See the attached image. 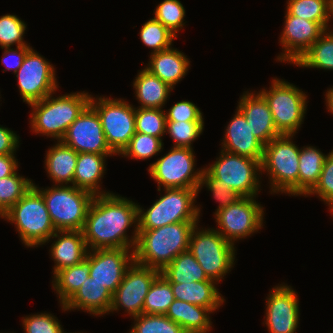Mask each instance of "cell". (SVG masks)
I'll return each instance as SVG.
<instances>
[{
	"label": "cell",
	"instance_id": "4",
	"mask_svg": "<svg viewBox=\"0 0 333 333\" xmlns=\"http://www.w3.org/2000/svg\"><path fill=\"white\" fill-rule=\"evenodd\" d=\"M294 136L283 134L264 145L261 174L267 172L271 194L298 196L300 148L292 141Z\"/></svg>",
	"mask_w": 333,
	"mask_h": 333
},
{
	"label": "cell",
	"instance_id": "47",
	"mask_svg": "<svg viewBox=\"0 0 333 333\" xmlns=\"http://www.w3.org/2000/svg\"><path fill=\"white\" fill-rule=\"evenodd\" d=\"M165 113L166 121H204L200 108L188 100L176 102Z\"/></svg>",
	"mask_w": 333,
	"mask_h": 333
},
{
	"label": "cell",
	"instance_id": "52",
	"mask_svg": "<svg viewBox=\"0 0 333 333\" xmlns=\"http://www.w3.org/2000/svg\"><path fill=\"white\" fill-rule=\"evenodd\" d=\"M329 14L331 19L333 20V0H329Z\"/></svg>",
	"mask_w": 333,
	"mask_h": 333
},
{
	"label": "cell",
	"instance_id": "5",
	"mask_svg": "<svg viewBox=\"0 0 333 333\" xmlns=\"http://www.w3.org/2000/svg\"><path fill=\"white\" fill-rule=\"evenodd\" d=\"M1 218L15 225L27 248L45 245L56 232L43 196L34 186Z\"/></svg>",
	"mask_w": 333,
	"mask_h": 333
},
{
	"label": "cell",
	"instance_id": "9",
	"mask_svg": "<svg viewBox=\"0 0 333 333\" xmlns=\"http://www.w3.org/2000/svg\"><path fill=\"white\" fill-rule=\"evenodd\" d=\"M190 236L189 251L207 277L218 284L235 265L236 249L214 228H198Z\"/></svg>",
	"mask_w": 333,
	"mask_h": 333
},
{
	"label": "cell",
	"instance_id": "2",
	"mask_svg": "<svg viewBox=\"0 0 333 333\" xmlns=\"http://www.w3.org/2000/svg\"><path fill=\"white\" fill-rule=\"evenodd\" d=\"M200 221H182L153 230H138L134 261L162 271L180 253L189 250L190 236Z\"/></svg>",
	"mask_w": 333,
	"mask_h": 333
},
{
	"label": "cell",
	"instance_id": "8",
	"mask_svg": "<svg viewBox=\"0 0 333 333\" xmlns=\"http://www.w3.org/2000/svg\"><path fill=\"white\" fill-rule=\"evenodd\" d=\"M268 89H261L259 93L268 103L277 131L281 135H295L307 114V95L293 83L277 77L272 79Z\"/></svg>",
	"mask_w": 333,
	"mask_h": 333
},
{
	"label": "cell",
	"instance_id": "3",
	"mask_svg": "<svg viewBox=\"0 0 333 333\" xmlns=\"http://www.w3.org/2000/svg\"><path fill=\"white\" fill-rule=\"evenodd\" d=\"M49 94L44 99L32 103L30 113V128L35 134H42L61 141L68 127L78 118L89 105L91 94L88 92H73L54 97Z\"/></svg>",
	"mask_w": 333,
	"mask_h": 333
},
{
	"label": "cell",
	"instance_id": "14",
	"mask_svg": "<svg viewBox=\"0 0 333 333\" xmlns=\"http://www.w3.org/2000/svg\"><path fill=\"white\" fill-rule=\"evenodd\" d=\"M15 75L19 93L28 105L56 93L59 87L54 65L33 48L26 54Z\"/></svg>",
	"mask_w": 333,
	"mask_h": 333
},
{
	"label": "cell",
	"instance_id": "17",
	"mask_svg": "<svg viewBox=\"0 0 333 333\" xmlns=\"http://www.w3.org/2000/svg\"><path fill=\"white\" fill-rule=\"evenodd\" d=\"M284 24L279 36L283 52L276 57V60L293 65L326 31L320 23L290 15L287 11Z\"/></svg>",
	"mask_w": 333,
	"mask_h": 333
},
{
	"label": "cell",
	"instance_id": "22",
	"mask_svg": "<svg viewBox=\"0 0 333 333\" xmlns=\"http://www.w3.org/2000/svg\"><path fill=\"white\" fill-rule=\"evenodd\" d=\"M51 239L54 240L49 250L51 259L54 261L52 275L86 259L89 250L82 231H56L46 243H49Z\"/></svg>",
	"mask_w": 333,
	"mask_h": 333
},
{
	"label": "cell",
	"instance_id": "1",
	"mask_svg": "<svg viewBox=\"0 0 333 333\" xmlns=\"http://www.w3.org/2000/svg\"><path fill=\"white\" fill-rule=\"evenodd\" d=\"M135 227L131 235L127 232ZM88 250L134 249L138 238V204L115 193L95 195L82 229Z\"/></svg>",
	"mask_w": 333,
	"mask_h": 333
},
{
	"label": "cell",
	"instance_id": "6",
	"mask_svg": "<svg viewBox=\"0 0 333 333\" xmlns=\"http://www.w3.org/2000/svg\"><path fill=\"white\" fill-rule=\"evenodd\" d=\"M163 190L165 194L160 195L147 210L138 205V230H153L177 222L200 220L201 207L196 204L198 188Z\"/></svg>",
	"mask_w": 333,
	"mask_h": 333
},
{
	"label": "cell",
	"instance_id": "53",
	"mask_svg": "<svg viewBox=\"0 0 333 333\" xmlns=\"http://www.w3.org/2000/svg\"><path fill=\"white\" fill-rule=\"evenodd\" d=\"M62 333H66V331H63ZM68 333V332H67ZM70 333H72V332H70ZM74 333V332H73ZM75 333H81V332H75ZM83 333V332H82Z\"/></svg>",
	"mask_w": 333,
	"mask_h": 333
},
{
	"label": "cell",
	"instance_id": "20",
	"mask_svg": "<svg viewBox=\"0 0 333 333\" xmlns=\"http://www.w3.org/2000/svg\"><path fill=\"white\" fill-rule=\"evenodd\" d=\"M257 91H244L240 96L237 109L245 116L253 135L264 145L280 136L265 98Z\"/></svg>",
	"mask_w": 333,
	"mask_h": 333
},
{
	"label": "cell",
	"instance_id": "18",
	"mask_svg": "<svg viewBox=\"0 0 333 333\" xmlns=\"http://www.w3.org/2000/svg\"><path fill=\"white\" fill-rule=\"evenodd\" d=\"M77 153L115 154L108 146L97 112L88 105L61 140Z\"/></svg>",
	"mask_w": 333,
	"mask_h": 333
},
{
	"label": "cell",
	"instance_id": "39",
	"mask_svg": "<svg viewBox=\"0 0 333 333\" xmlns=\"http://www.w3.org/2000/svg\"><path fill=\"white\" fill-rule=\"evenodd\" d=\"M166 113L163 109L135 107V131L160 138L165 135Z\"/></svg>",
	"mask_w": 333,
	"mask_h": 333
},
{
	"label": "cell",
	"instance_id": "44",
	"mask_svg": "<svg viewBox=\"0 0 333 333\" xmlns=\"http://www.w3.org/2000/svg\"><path fill=\"white\" fill-rule=\"evenodd\" d=\"M203 186H206L208 191L213 194V198L216 200V202H219L218 208L214 214L217 211L226 208L231 204H234L236 201L242 198V196L235 190L222 185L220 181L214 178L205 168L203 169L202 177L198 186V194Z\"/></svg>",
	"mask_w": 333,
	"mask_h": 333
},
{
	"label": "cell",
	"instance_id": "50",
	"mask_svg": "<svg viewBox=\"0 0 333 333\" xmlns=\"http://www.w3.org/2000/svg\"><path fill=\"white\" fill-rule=\"evenodd\" d=\"M15 155H0V179L10 176L18 170V159Z\"/></svg>",
	"mask_w": 333,
	"mask_h": 333
},
{
	"label": "cell",
	"instance_id": "43",
	"mask_svg": "<svg viewBox=\"0 0 333 333\" xmlns=\"http://www.w3.org/2000/svg\"><path fill=\"white\" fill-rule=\"evenodd\" d=\"M27 24L17 15L4 14L0 16V46L1 48L29 45L24 41Z\"/></svg>",
	"mask_w": 333,
	"mask_h": 333
},
{
	"label": "cell",
	"instance_id": "34",
	"mask_svg": "<svg viewBox=\"0 0 333 333\" xmlns=\"http://www.w3.org/2000/svg\"><path fill=\"white\" fill-rule=\"evenodd\" d=\"M286 11L293 16L320 23L330 29L329 0H288Z\"/></svg>",
	"mask_w": 333,
	"mask_h": 333
},
{
	"label": "cell",
	"instance_id": "37",
	"mask_svg": "<svg viewBox=\"0 0 333 333\" xmlns=\"http://www.w3.org/2000/svg\"><path fill=\"white\" fill-rule=\"evenodd\" d=\"M139 36L143 44L152 49L150 54L170 48L174 39H177L176 35L155 18H150L142 25Z\"/></svg>",
	"mask_w": 333,
	"mask_h": 333
},
{
	"label": "cell",
	"instance_id": "40",
	"mask_svg": "<svg viewBox=\"0 0 333 333\" xmlns=\"http://www.w3.org/2000/svg\"><path fill=\"white\" fill-rule=\"evenodd\" d=\"M134 320L129 333H186L183 328L166 315L141 314Z\"/></svg>",
	"mask_w": 333,
	"mask_h": 333
},
{
	"label": "cell",
	"instance_id": "31",
	"mask_svg": "<svg viewBox=\"0 0 333 333\" xmlns=\"http://www.w3.org/2000/svg\"><path fill=\"white\" fill-rule=\"evenodd\" d=\"M161 274L170 283H191L193 281H214L207 277L193 254L186 250L177 255Z\"/></svg>",
	"mask_w": 333,
	"mask_h": 333
},
{
	"label": "cell",
	"instance_id": "29",
	"mask_svg": "<svg viewBox=\"0 0 333 333\" xmlns=\"http://www.w3.org/2000/svg\"><path fill=\"white\" fill-rule=\"evenodd\" d=\"M132 84L135 97L141 105L139 108L163 109L174 90L146 68L138 71Z\"/></svg>",
	"mask_w": 333,
	"mask_h": 333
},
{
	"label": "cell",
	"instance_id": "41",
	"mask_svg": "<svg viewBox=\"0 0 333 333\" xmlns=\"http://www.w3.org/2000/svg\"><path fill=\"white\" fill-rule=\"evenodd\" d=\"M204 121H166L165 134L174 141L173 147H192L193 142L203 134Z\"/></svg>",
	"mask_w": 333,
	"mask_h": 333
},
{
	"label": "cell",
	"instance_id": "35",
	"mask_svg": "<svg viewBox=\"0 0 333 333\" xmlns=\"http://www.w3.org/2000/svg\"><path fill=\"white\" fill-rule=\"evenodd\" d=\"M174 300L170 282L160 274L145 297L142 314L165 315Z\"/></svg>",
	"mask_w": 333,
	"mask_h": 333
},
{
	"label": "cell",
	"instance_id": "38",
	"mask_svg": "<svg viewBox=\"0 0 333 333\" xmlns=\"http://www.w3.org/2000/svg\"><path fill=\"white\" fill-rule=\"evenodd\" d=\"M163 144L158 137L136 132L119 156L147 160L161 153L164 149Z\"/></svg>",
	"mask_w": 333,
	"mask_h": 333
},
{
	"label": "cell",
	"instance_id": "28",
	"mask_svg": "<svg viewBox=\"0 0 333 333\" xmlns=\"http://www.w3.org/2000/svg\"><path fill=\"white\" fill-rule=\"evenodd\" d=\"M211 313L209 308L175 299L165 315L186 333H209L213 329Z\"/></svg>",
	"mask_w": 333,
	"mask_h": 333
},
{
	"label": "cell",
	"instance_id": "12",
	"mask_svg": "<svg viewBox=\"0 0 333 333\" xmlns=\"http://www.w3.org/2000/svg\"><path fill=\"white\" fill-rule=\"evenodd\" d=\"M193 148L173 147L147 169L157 182L158 191L163 188H198L204 168L195 170Z\"/></svg>",
	"mask_w": 333,
	"mask_h": 333
},
{
	"label": "cell",
	"instance_id": "33",
	"mask_svg": "<svg viewBox=\"0 0 333 333\" xmlns=\"http://www.w3.org/2000/svg\"><path fill=\"white\" fill-rule=\"evenodd\" d=\"M294 65L333 71V29L326 30Z\"/></svg>",
	"mask_w": 333,
	"mask_h": 333
},
{
	"label": "cell",
	"instance_id": "15",
	"mask_svg": "<svg viewBox=\"0 0 333 333\" xmlns=\"http://www.w3.org/2000/svg\"><path fill=\"white\" fill-rule=\"evenodd\" d=\"M161 271L141 264L133 263L126 270L123 280L112 294L110 312L125 310L130 318L137 317L143 312L145 297L154 280Z\"/></svg>",
	"mask_w": 333,
	"mask_h": 333
},
{
	"label": "cell",
	"instance_id": "13",
	"mask_svg": "<svg viewBox=\"0 0 333 333\" xmlns=\"http://www.w3.org/2000/svg\"><path fill=\"white\" fill-rule=\"evenodd\" d=\"M214 216L217 222L214 229L234 246L235 241L251 237L264 225V207L256 201V197H242L217 211Z\"/></svg>",
	"mask_w": 333,
	"mask_h": 333
},
{
	"label": "cell",
	"instance_id": "7",
	"mask_svg": "<svg viewBox=\"0 0 333 333\" xmlns=\"http://www.w3.org/2000/svg\"><path fill=\"white\" fill-rule=\"evenodd\" d=\"M45 205L56 231H82L88 208L94 195L73 185H52L40 188Z\"/></svg>",
	"mask_w": 333,
	"mask_h": 333
},
{
	"label": "cell",
	"instance_id": "11",
	"mask_svg": "<svg viewBox=\"0 0 333 333\" xmlns=\"http://www.w3.org/2000/svg\"><path fill=\"white\" fill-rule=\"evenodd\" d=\"M89 105L97 112L106 142L119 155L135 131V107L123 98L91 95Z\"/></svg>",
	"mask_w": 333,
	"mask_h": 333
},
{
	"label": "cell",
	"instance_id": "32",
	"mask_svg": "<svg viewBox=\"0 0 333 333\" xmlns=\"http://www.w3.org/2000/svg\"><path fill=\"white\" fill-rule=\"evenodd\" d=\"M87 259L79 264L61 269L52 276V287L56 291L60 304H65L81 287L89 276Z\"/></svg>",
	"mask_w": 333,
	"mask_h": 333
},
{
	"label": "cell",
	"instance_id": "26",
	"mask_svg": "<svg viewBox=\"0 0 333 333\" xmlns=\"http://www.w3.org/2000/svg\"><path fill=\"white\" fill-rule=\"evenodd\" d=\"M78 153L62 141L48 148L44 164L54 185H73Z\"/></svg>",
	"mask_w": 333,
	"mask_h": 333
},
{
	"label": "cell",
	"instance_id": "23",
	"mask_svg": "<svg viewBox=\"0 0 333 333\" xmlns=\"http://www.w3.org/2000/svg\"><path fill=\"white\" fill-rule=\"evenodd\" d=\"M112 293L105 287L88 277L77 292L63 305V311L83 310L93 316L109 314L111 310Z\"/></svg>",
	"mask_w": 333,
	"mask_h": 333
},
{
	"label": "cell",
	"instance_id": "45",
	"mask_svg": "<svg viewBox=\"0 0 333 333\" xmlns=\"http://www.w3.org/2000/svg\"><path fill=\"white\" fill-rule=\"evenodd\" d=\"M24 333H62L63 326L51 313H36L22 318Z\"/></svg>",
	"mask_w": 333,
	"mask_h": 333
},
{
	"label": "cell",
	"instance_id": "24",
	"mask_svg": "<svg viewBox=\"0 0 333 333\" xmlns=\"http://www.w3.org/2000/svg\"><path fill=\"white\" fill-rule=\"evenodd\" d=\"M150 61L145 68L164 83L174 89L188 73L190 60L182 51L172 46L168 49L150 54Z\"/></svg>",
	"mask_w": 333,
	"mask_h": 333
},
{
	"label": "cell",
	"instance_id": "25",
	"mask_svg": "<svg viewBox=\"0 0 333 333\" xmlns=\"http://www.w3.org/2000/svg\"><path fill=\"white\" fill-rule=\"evenodd\" d=\"M113 155L116 154L78 153L73 186L89 191L94 196L113 193L100 188V182L106 173V159Z\"/></svg>",
	"mask_w": 333,
	"mask_h": 333
},
{
	"label": "cell",
	"instance_id": "19",
	"mask_svg": "<svg viewBox=\"0 0 333 333\" xmlns=\"http://www.w3.org/2000/svg\"><path fill=\"white\" fill-rule=\"evenodd\" d=\"M86 259L89 262L90 278L105 285L113 294L134 261V249L89 250Z\"/></svg>",
	"mask_w": 333,
	"mask_h": 333
},
{
	"label": "cell",
	"instance_id": "48",
	"mask_svg": "<svg viewBox=\"0 0 333 333\" xmlns=\"http://www.w3.org/2000/svg\"><path fill=\"white\" fill-rule=\"evenodd\" d=\"M1 49H4L1 59L2 64L5 66L3 72L13 71L15 74L24 62L26 54L32 49V46L24 45L16 48L5 47Z\"/></svg>",
	"mask_w": 333,
	"mask_h": 333
},
{
	"label": "cell",
	"instance_id": "36",
	"mask_svg": "<svg viewBox=\"0 0 333 333\" xmlns=\"http://www.w3.org/2000/svg\"><path fill=\"white\" fill-rule=\"evenodd\" d=\"M31 179L18 174V170L0 179V218L33 186Z\"/></svg>",
	"mask_w": 333,
	"mask_h": 333
},
{
	"label": "cell",
	"instance_id": "49",
	"mask_svg": "<svg viewBox=\"0 0 333 333\" xmlns=\"http://www.w3.org/2000/svg\"><path fill=\"white\" fill-rule=\"evenodd\" d=\"M19 138L16 132L0 125V155L16 154L20 145Z\"/></svg>",
	"mask_w": 333,
	"mask_h": 333
},
{
	"label": "cell",
	"instance_id": "42",
	"mask_svg": "<svg viewBox=\"0 0 333 333\" xmlns=\"http://www.w3.org/2000/svg\"><path fill=\"white\" fill-rule=\"evenodd\" d=\"M185 15L186 11L181 1L164 0L156 6L153 18L178 36L179 31L186 26Z\"/></svg>",
	"mask_w": 333,
	"mask_h": 333
},
{
	"label": "cell",
	"instance_id": "27",
	"mask_svg": "<svg viewBox=\"0 0 333 333\" xmlns=\"http://www.w3.org/2000/svg\"><path fill=\"white\" fill-rule=\"evenodd\" d=\"M175 299L209 308L216 312L226 299L217 288L215 281H198L191 283H170Z\"/></svg>",
	"mask_w": 333,
	"mask_h": 333
},
{
	"label": "cell",
	"instance_id": "16",
	"mask_svg": "<svg viewBox=\"0 0 333 333\" xmlns=\"http://www.w3.org/2000/svg\"><path fill=\"white\" fill-rule=\"evenodd\" d=\"M297 292L288 284H278L266 298L263 324L269 333H296L300 324V308Z\"/></svg>",
	"mask_w": 333,
	"mask_h": 333
},
{
	"label": "cell",
	"instance_id": "10",
	"mask_svg": "<svg viewBox=\"0 0 333 333\" xmlns=\"http://www.w3.org/2000/svg\"><path fill=\"white\" fill-rule=\"evenodd\" d=\"M220 151L216 161L204 168L222 185L235 190L242 197H258L262 190V160L232 154L222 149Z\"/></svg>",
	"mask_w": 333,
	"mask_h": 333
},
{
	"label": "cell",
	"instance_id": "21",
	"mask_svg": "<svg viewBox=\"0 0 333 333\" xmlns=\"http://www.w3.org/2000/svg\"><path fill=\"white\" fill-rule=\"evenodd\" d=\"M221 142L222 150L241 156L262 160L264 144L252 133L245 116L237 109L227 123Z\"/></svg>",
	"mask_w": 333,
	"mask_h": 333
},
{
	"label": "cell",
	"instance_id": "46",
	"mask_svg": "<svg viewBox=\"0 0 333 333\" xmlns=\"http://www.w3.org/2000/svg\"><path fill=\"white\" fill-rule=\"evenodd\" d=\"M310 195H317L329 206V211L333 208V155L330 152L325 158L318 183L305 197Z\"/></svg>",
	"mask_w": 333,
	"mask_h": 333
},
{
	"label": "cell",
	"instance_id": "30",
	"mask_svg": "<svg viewBox=\"0 0 333 333\" xmlns=\"http://www.w3.org/2000/svg\"><path fill=\"white\" fill-rule=\"evenodd\" d=\"M326 156L314 146L300 148L298 196L305 197L318 183Z\"/></svg>",
	"mask_w": 333,
	"mask_h": 333
},
{
	"label": "cell",
	"instance_id": "51",
	"mask_svg": "<svg viewBox=\"0 0 333 333\" xmlns=\"http://www.w3.org/2000/svg\"><path fill=\"white\" fill-rule=\"evenodd\" d=\"M325 95L326 107L328 112L333 114V86L327 89Z\"/></svg>",
	"mask_w": 333,
	"mask_h": 333
},
{
	"label": "cell",
	"instance_id": "54",
	"mask_svg": "<svg viewBox=\"0 0 333 333\" xmlns=\"http://www.w3.org/2000/svg\"><path fill=\"white\" fill-rule=\"evenodd\" d=\"M330 213H332V217H333V208L330 210Z\"/></svg>",
	"mask_w": 333,
	"mask_h": 333
}]
</instances>
